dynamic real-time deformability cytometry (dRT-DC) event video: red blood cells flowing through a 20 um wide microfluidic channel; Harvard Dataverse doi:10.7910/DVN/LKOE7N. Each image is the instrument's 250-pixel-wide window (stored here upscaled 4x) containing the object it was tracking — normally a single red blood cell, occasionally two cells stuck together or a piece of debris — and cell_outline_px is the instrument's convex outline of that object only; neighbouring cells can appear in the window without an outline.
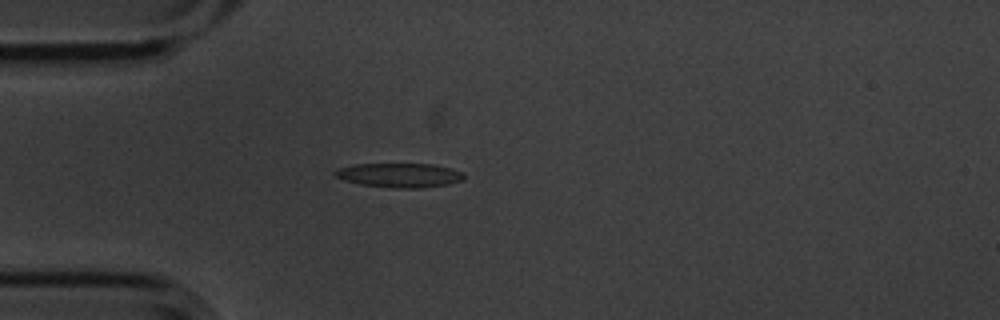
{"species": "common noctule bat (a hibernating species)", "species_latin": "Nyctalus noctula", "temperature_condition": "cold", "stored_images_in_passage": 2, "camera_frame_rate_fps": 3000, "um_per_image_px": 0.085, "animal": {"sex": "male", "body_mass_g": 20.1, "forearm_length_mm": 53.5}, "frame": {"image": 1, "passage_image": 1, "time_ms": 0.0, "image_size_px": [1000, 320], "cell_outline_px": [[464, 180], [448, 184], [424, 188], [392, 188], [360, 184], [344, 180], [336, 176], [332, 172], [340, 168], [352, 164], [432, 164], [452, 168], [464, 172]], "centroid_in_image_um": [33.99, 14.89], "position_along_channel_um": 51.0, "area_um2": 18.38}}